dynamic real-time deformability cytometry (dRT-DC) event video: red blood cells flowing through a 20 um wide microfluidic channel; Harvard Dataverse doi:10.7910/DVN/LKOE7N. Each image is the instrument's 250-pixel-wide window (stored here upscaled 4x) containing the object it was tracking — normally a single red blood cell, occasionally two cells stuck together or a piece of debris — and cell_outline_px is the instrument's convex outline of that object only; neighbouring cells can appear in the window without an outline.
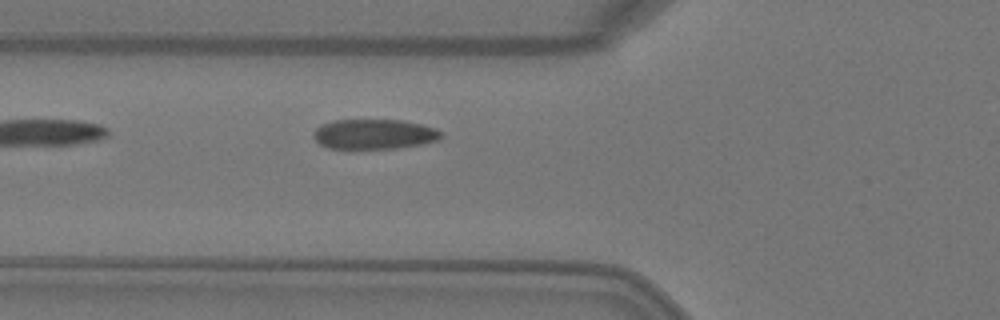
{"species": "Egyptian fruit bat (a non-hibernating species)", "species_latin": "Rousettus aegyptiacus", "temperature_condition": "warm", "stored_images_in_passage": 5, "camera_frame_rate_fps": 3000, "um_per_image_px": 0.085, "animal": {"sex": "female"}, "frame": {"image": 1, "passage_image": 5, "time_ms": 1.333, "image_size_px": [1000, 320], "cell_outline_px": [[444, 136], [436, 140], [420, 144], [396, 148], [328, 148], [320, 144], [312, 136], [312, 132], [320, 124], [332, 120], [400, 120], [420, 124], [436, 128]], "centroid_in_image_um": [31.75, 11.39], "position_along_channel_um": 94.0, "area_um2": 22.2}}